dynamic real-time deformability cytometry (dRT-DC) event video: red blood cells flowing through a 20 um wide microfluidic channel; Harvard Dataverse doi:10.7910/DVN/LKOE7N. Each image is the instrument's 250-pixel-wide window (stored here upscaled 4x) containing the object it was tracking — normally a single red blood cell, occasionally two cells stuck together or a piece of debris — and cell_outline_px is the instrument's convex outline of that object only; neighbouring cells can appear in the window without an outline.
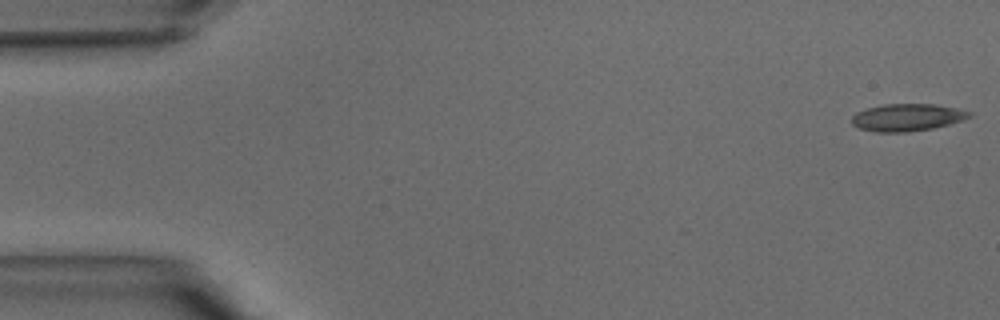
{"species": "common noctule bat (a hibernating species)", "species_latin": "Nyctalus noctula", "temperature_condition": "warm", "stored_images_in_passage": 40, "camera_frame_rate_fps": 3000, "um_per_image_px": 0.085, "animal": {"sex": "male", "body_mass_g": 15.6}, "frame": {"image": 1, "passage_image": 1, "time_ms": 0.0, "image_size_px": [1000, 320], "cell_outline_px": [[972, 116], [964, 120], [932, 128], [908, 132], [876, 132], [860, 128], [852, 124], [852, 116], [856, 112], [868, 108], [884, 104], [936, 104], [956, 108], [972, 112]], "centroid_in_image_um": [77.13, 9.97], "position_along_channel_um": 7.9, "area_um2": 18.67}}
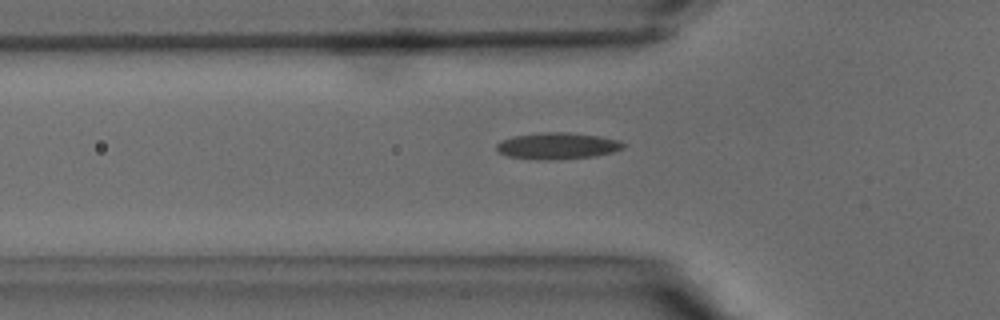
{"frame": {"image": 2, "passage_image": 13, "time_ms": 4.0, "image_size_px": [1000, 320], "cell_outline_px": [[628, 144], [624, 148], [612, 152], [596, 156], [560, 160], [548, 160], [508, 156], [500, 152], [496, 148], [496, 144], [500, 140], [512, 136], [544, 132], [568, 132], [600, 136], [620, 140]], "centroid_in_image_um": [47.43, 12.39], "position_along_channel_um": 78.4, "area_um2": 19.83}}
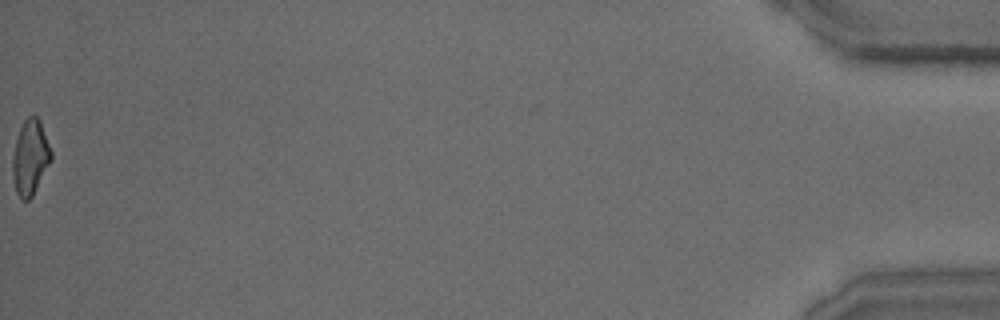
{"frame": {"image": 3, "passage_image": 40, "time_ms": 13.0, "image_size_px": [1000, 320], "cell_outline_px": [[52, 160], [32, 196], [28, 200], [24, 200], [16, 192], [12, 176], [12, 156], [16, 140], [20, 128], [24, 120], [32, 112], [40, 120], [52, 152]], "centroid_in_image_um": [2.57, 13.35], "position_along_channel_um": 432.6, "area_um2": 16.94}}